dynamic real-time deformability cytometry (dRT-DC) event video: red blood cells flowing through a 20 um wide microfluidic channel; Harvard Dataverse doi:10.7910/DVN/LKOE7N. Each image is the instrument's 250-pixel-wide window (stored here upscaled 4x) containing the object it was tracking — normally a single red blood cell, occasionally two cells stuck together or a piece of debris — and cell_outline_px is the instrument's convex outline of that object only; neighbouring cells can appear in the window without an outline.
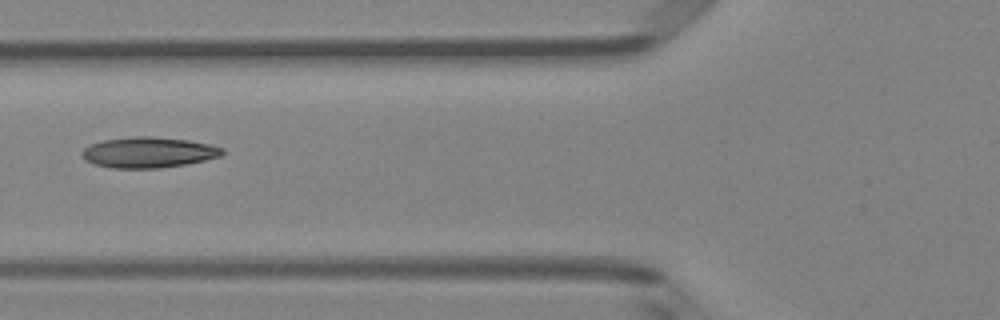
{"species": "Egyptian fruit bat (a non-hibernating species)", "species_latin": "Rousettus aegyptiacus", "temperature_condition": "room temperature", "stored_images_in_passage": 3, "camera_frame_rate_fps": 3000, "um_per_image_px": 0.085, "animal": {"sex": "female"}, "frame": {"image": 1, "passage_image": 2, "time_ms": 1.333, "image_size_px": [1000, 320], "cell_outline_px": [[224, 152], [220, 156], [204, 160], [184, 164], [160, 168], [112, 168], [96, 164], [84, 160], [80, 152], [88, 144], [104, 140], [136, 136], [152, 136], [188, 140], [208, 144], [224, 148]], "centroid_in_image_um": [12.58, 12.95], "position_along_channel_um": 113.2, "area_um2": 25.03}}
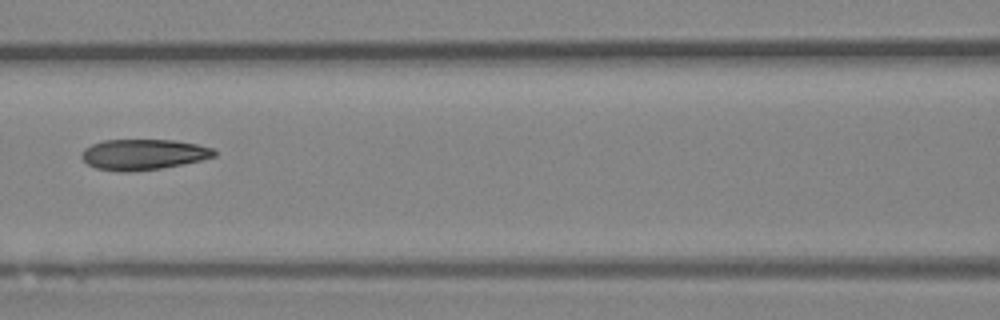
{"frame": {"image": 2, "passage_image": 3, "time_ms": 2.333, "image_size_px": [1000, 320], "cell_outline_px": [[216, 156], [200, 160], [160, 168], [124, 172], [96, 168], [88, 164], [80, 156], [80, 152], [84, 148], [92, 144], [104, 140], [172, 140], [196, 144], [212, 148], [216, 152]], "centroid_in_image_um": [12.14, 13.12], "position_along_channel_um": 154.5, "area_um2": 23.41}}